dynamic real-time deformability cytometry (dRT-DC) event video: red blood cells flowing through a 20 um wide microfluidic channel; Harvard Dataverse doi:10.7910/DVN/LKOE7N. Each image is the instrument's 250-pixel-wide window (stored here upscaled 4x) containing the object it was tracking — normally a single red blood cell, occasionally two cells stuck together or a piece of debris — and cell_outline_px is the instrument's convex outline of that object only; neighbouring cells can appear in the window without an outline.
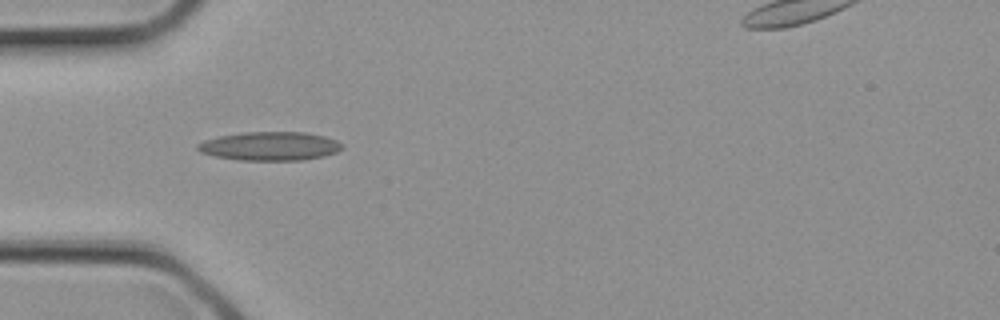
{"species": "common noctule bat (a hibernating species)", "species_latin": "Nyctalus noctula", "temperature_condition": "cold", "stored_images_in_passage": 1, "camera_frame_rate_fps": 3000, "um_per_image_px": 0.085, "animal": {"sex": "female", "body_mass_g": 21.9}, "frame": {"image": 1, "passage_image": 1, "time_ms": 0.0, "image_size_px": [1000, 320], "cell_outline_px": [[344, 148], [336, 152], [324, 156], [304, 160], [240, 160], [216, 156], [200, 152], [196, 148], [196, 144], [204, 140], [220, 136], [244, 132], [304, 132], [324, 136], [336, 140], [344, 144]], "centroid_in_image_um": [22.97, 12.42], "position_along_channel_um": 62.0, "area_um2": 24.22}}